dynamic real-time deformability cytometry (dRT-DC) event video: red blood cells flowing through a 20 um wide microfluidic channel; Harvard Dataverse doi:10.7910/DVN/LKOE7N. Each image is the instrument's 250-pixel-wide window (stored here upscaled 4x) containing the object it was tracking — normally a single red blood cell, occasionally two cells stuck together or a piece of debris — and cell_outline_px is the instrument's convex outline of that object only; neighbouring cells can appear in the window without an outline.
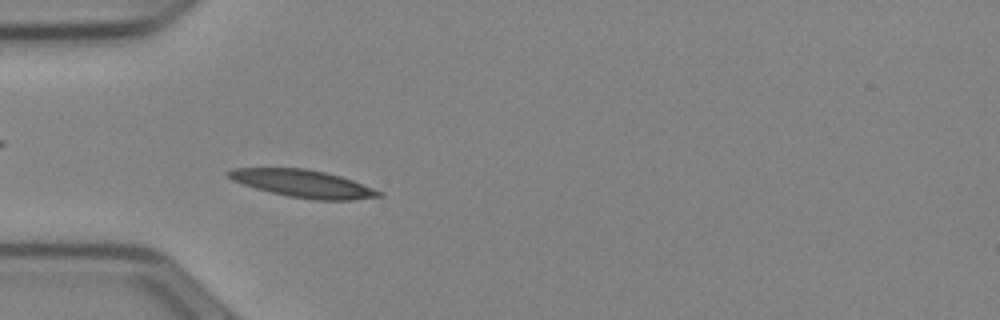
{"species": "Egyptian fruit bat (a non-hibernating species)", "species_latin": "Rousettus aegyptiacus", "temperature_condition": "cold", "stored_images_in_passage": 50, "camera_frame_rate_fps": 3000, "um_per_image_px": 0.085, "animal": {"sex": "female"}, "frame": {"image": 1, "passage_image": 14, "time_ms": 4.333, "image_size_px": [1000, 320], "cell_outline_px": [[384, 196], [352, 200], [316, 200], [288, 196], [256, 188], [232, 180], [224, 172], [232, 168], [304, 168], [324, 172], [340, 176], [352, 180], [384, 192]], "centroid_in_image_um": [25.78, 15.61], "position_along_channel_um": 59.2, "area_um2": 23.99}}
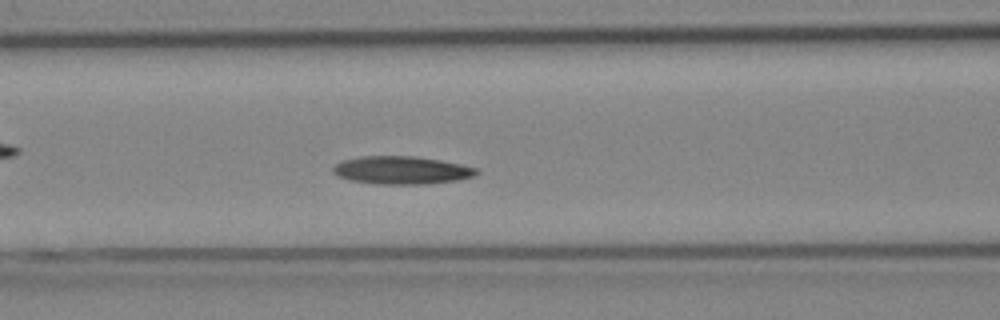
{"frame": {"image": 2, "passage_image": 20, "time_ms": 6.333, "image_size_px": [1000, 320], "cell_outline_px": [[480, 172], [472, 176], [460, 180], [428, 184], [376, 184], [348, 180], [336, 176], [332, 172], [332, 168], [336, 164], [344, 160], [360, 156], [416, 156], [440, 160], [460, 164], [476, 168]], "centroid_in_image_um": [34.11, 14.47], "position_along_channel_um": 132.5, "area_um2": 23.52}}
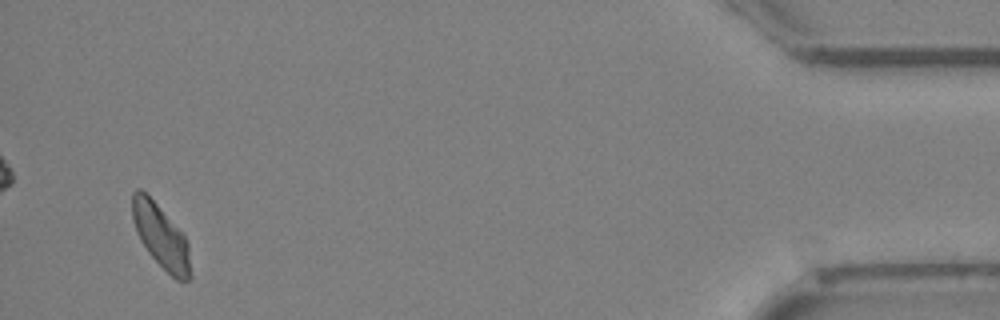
{"frame": {"image": 3, "passage_image": 48, "time_ms": 15.667, "image_size_px": [1000, 320], "cell_outline_px": [[192, 276], [184, 284], [176, 280], [148, 252], [140, 240], [136, 232], [132, 220], [132, 192], [136, 188], [140, 188], [156, 204], [184, 236], [188, 244], [192, 272]], "centroid_in_image_um": [13.68, 20.14], "position_along_channel_um": 421.5, "area_um2": 21.39}}